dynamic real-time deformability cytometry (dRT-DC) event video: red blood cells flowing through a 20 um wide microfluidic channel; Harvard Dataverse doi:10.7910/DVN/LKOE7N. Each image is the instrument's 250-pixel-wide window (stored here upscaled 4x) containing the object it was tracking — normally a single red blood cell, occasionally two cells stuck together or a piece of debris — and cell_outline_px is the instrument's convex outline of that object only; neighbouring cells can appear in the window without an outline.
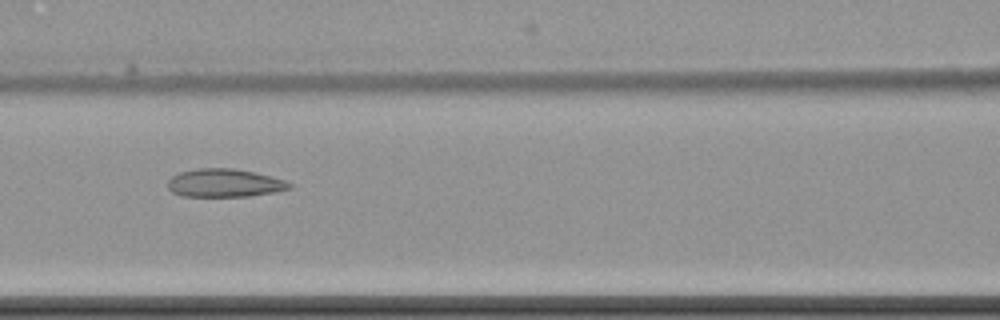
{"species": "common noctule bat (a hibernating species)", "species_latin": "Nyctalus noctula", "temperature_condition": "cold", "stored_images_in_passage": 11, "camera_frame_rate_fps": 3000, "um_per_image_px": 0.085, "animal": {"sex": "female", "body_mass_g": 22.7, "forearm_length_mm": 54.2}, "frame": {"image": 1, "passage_image": 7, "time_ms": 8.0, "image_size_px": [1000, 320], "cell_outline_px": [[292, 188], [276, 192], [248, 196], [180, 196], [172, 192], [168, 188], [168, 180], [172, 176], [180, 172], [200, 168], [232, 168], [256, 172], [272, 176], [284, 180], [292, 184]], "centroid_in_image_um": [19.1, 15.55], "position_along_channel_um": 147.5, "area_um2": 20.06}}
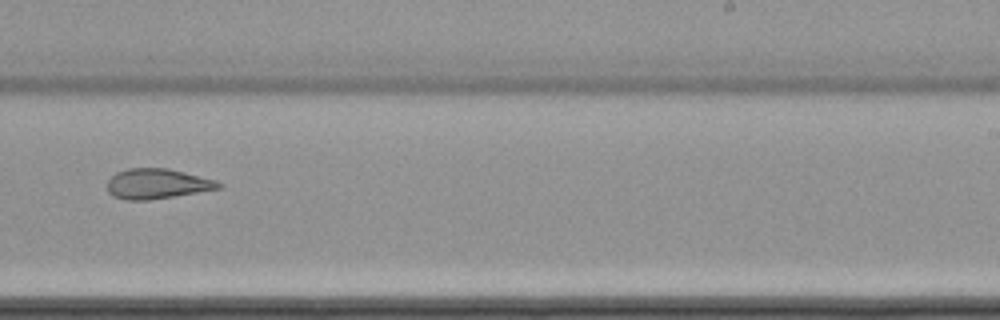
{"frame": {"image": 2, "passage_image": 10, "time_ms": 11.667, "image_size_px": [1000, 320], "cell_outline_px": [[224, 188], [148, 200], [128, 200], [112, 196], [108, 192], [108, 180], [116, 172], [128, 168], [168, 168], [216, 180], [224, 184]], "centroid_in_image_um": [13.38, 15.62], "position_along_channel_um": 275.6, "area_um2": 19.59}}
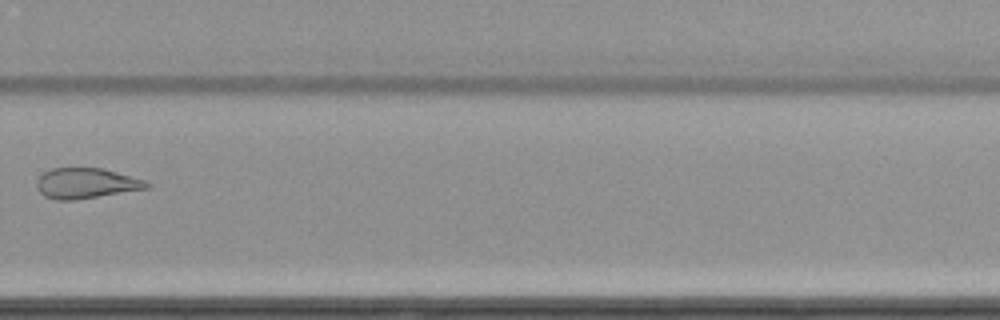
{"frame": {"image": 3, "passage_image": 11, "time_ms": 13.0, "image_size_px": [1000, 320], "cell_outline_px": [[152, 188], [76, 200], [56, 200], [44, 196], [40, 192], [36, 184], [36, 180], [44, 172], [52, 168], [104, 168], [144, 180], [152, 184]], "centroid_in_image_um": [7.35, 15.59], "position_along_channel_um": 322.4, "area_um2": 19.71}}